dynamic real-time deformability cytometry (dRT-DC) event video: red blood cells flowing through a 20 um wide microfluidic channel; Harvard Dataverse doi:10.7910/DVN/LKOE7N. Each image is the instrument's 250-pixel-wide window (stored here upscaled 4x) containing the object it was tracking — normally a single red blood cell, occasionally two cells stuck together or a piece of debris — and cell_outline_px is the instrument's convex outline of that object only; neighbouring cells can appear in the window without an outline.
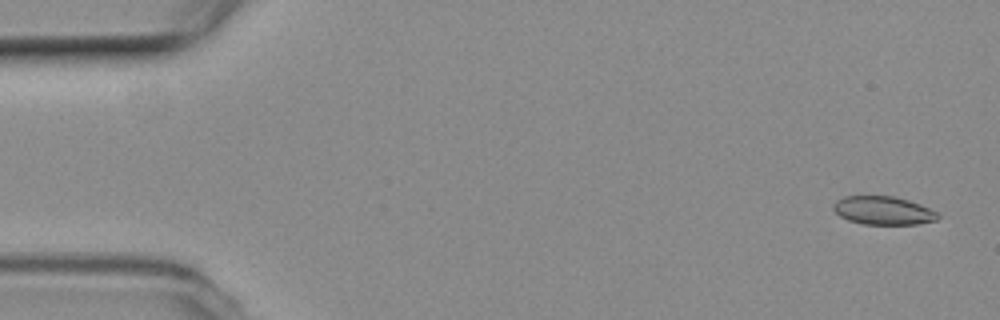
{"species": "common noctule bat (a hibernating species)", "species_latin": "Nyctalus noctula", "temperature_condition": "room temperature", "stored_images_in_passage": 54, "camera_frame_rate_fps": 3000, "um_per_image_px": 0.085, "animal": {"sex": "female", "body_mass_g": 19.3, "forearm_length_mm": 54.1}, "frame": {"image": 1, "passage_image": 2, "time_ms": 0.333, "image_size_px": [1000, 320], "cell_outline_px": [[940, 216], [936, 220], [916, 224], [864, 224], [848, 220], [840, 216], [832, 208], [832, 204], [836, 200], [844, 196], [896, 196], [920, 204], [936, 212]], "centroid_in_image_um": [75.04, 17.88], "position_along_channel_um": 10.0, "area_um2": 17.22}}
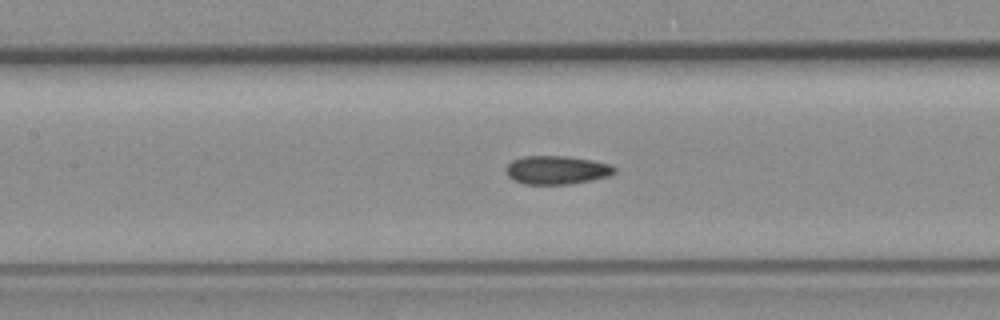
{"frame": {"image": 2, "passage_image": 24, "time_ms": 7.667, "image_size_px": [1000, 320], "cell_outline_px": [[616, 172], [608, 176], [592, 180], [568, 184], [524, 184], [512, 180], [508, 176], [504, 168], [512, 160], [524, 156], [568, 156], [592, 160], [612, 164], [616, 168]], "centroid_in_image_um": [47.31, 14.45], "position_along_channel_um": 160.1, "area_um2": 18.21}}
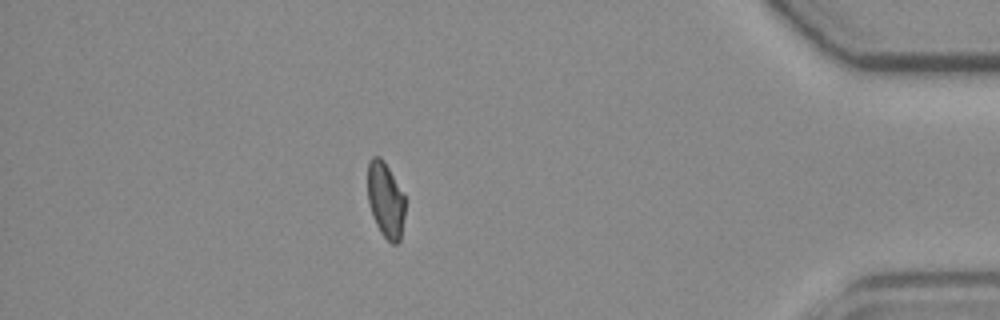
{"frame": {"image": 3, "passage_image": 47, "time_ms": 15.333, "image_size_px": [1000, 320], "cell_outline_px": [[404, 216], [400, 240], [396, 244], [392, 244], [380, 232], [376, 224], [368, 200], [368, 164], [372, 156], [380, 156], [388, 168], [404, 196]], "centroid_in_image_um": [32.76, 17.01], "position_along_channel_um": 402.4, "area_um2": 16.07}, "authors_computed_cell_mechanics": {"area_um2": 17.7446, "velocity_mm_per_s": 3.7873, "shape_relaxation_time_tau1_ms": null, "shape_relaxation_time_tau2_ms": 2.6317, "deformation_change_tau1": null, "deformation_change_tau2": 0.0647}}